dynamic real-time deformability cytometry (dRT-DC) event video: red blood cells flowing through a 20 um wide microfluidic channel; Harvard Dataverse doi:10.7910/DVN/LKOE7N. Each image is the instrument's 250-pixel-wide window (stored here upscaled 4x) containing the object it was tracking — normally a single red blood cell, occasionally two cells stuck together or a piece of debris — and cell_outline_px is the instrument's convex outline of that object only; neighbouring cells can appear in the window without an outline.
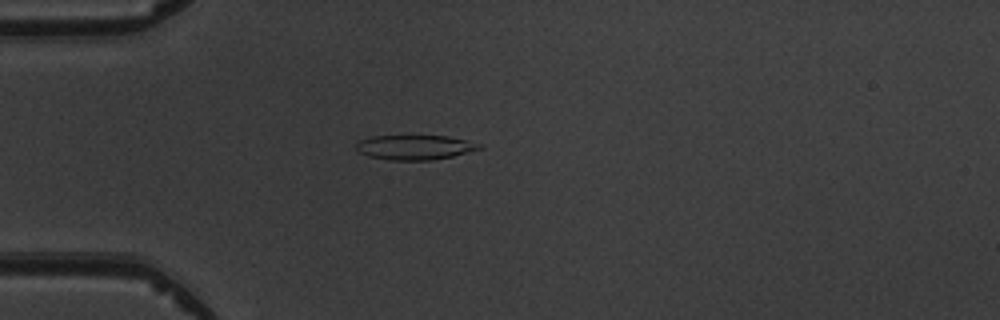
{"species": "common noctule bat (a hibernating species)", "species_latin": "Nyctalus noctula", "temperature_condition": "warm", "stored_images_in_passage": 2, "camera_frame_rate_fps": 3000, "um_per_image_px": 0.085, "animal": {"sex": "male", "body_mass_g": 19.5, "forearm_length_mm": 54.6}, "frame": {"image": 1, "passage_image": 1, "time_ms": 0.0, "image_size_px": [1000, 320], "cell_outline_px": [[484, 148], [452, 156], [432, 160], [388, 160], [368, 156], [356, 152], [356, 144], [360, 140], [372, 136], [448, 136], [484, 144]], "centroid_in_image_um": [35.27, 12.52], "position_along_channel_um": 49.7, "area_um2": 17.86}}